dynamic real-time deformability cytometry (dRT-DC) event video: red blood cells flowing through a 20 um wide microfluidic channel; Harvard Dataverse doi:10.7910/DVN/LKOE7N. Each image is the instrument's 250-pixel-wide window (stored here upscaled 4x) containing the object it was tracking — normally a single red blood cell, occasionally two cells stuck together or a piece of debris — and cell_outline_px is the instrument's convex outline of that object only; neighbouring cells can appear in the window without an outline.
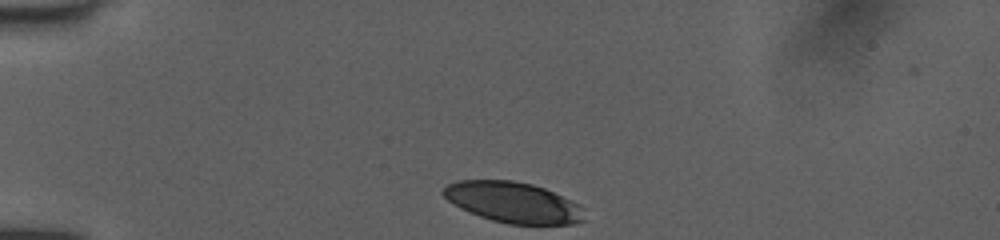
{"species": "human", "species_latin": "Homo sapiens", "temperature_condition": "room temperature", "stored_images_in_passage": 32, "camera_frame_rate_fps": 3000, "um_per_image_px": 0.085, "donor": {"sex": "female"}, "frame": {"image": 1, "passage_image": 1, "time_ms": 0.0, "image_size_px": [1000, 240], "cell_outline_px": [[584, 220], [576, 224], [508, 224], [492, 220], [480, 216], [460, 208], [452, 204], [440, 192], [448, 184], [456, 180], [512, 180], [532, 184], [544, 188], [572, 200], [580, 204], [584, 208]], "centroid_in_image_um": [43.63, 17.2], "position_along_channel_um": 41.4, "area_um2": 33.64}}
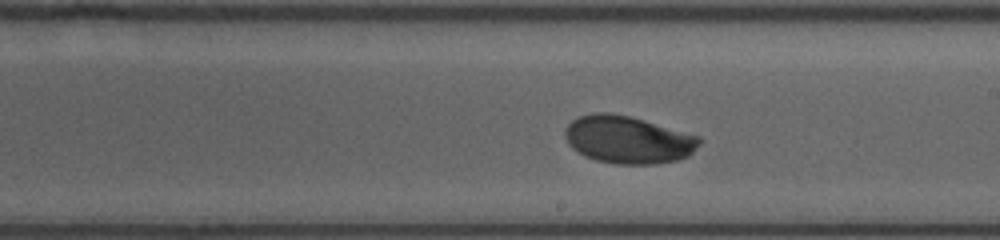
{"frame": {"image": 2, "passage_image": 19, "time_ms": 6.0, "image_size_px": [1000, 240], "cell_outline_px": [[704, 140], [688, 156], [676, 160], [656, 164], [616, 164], [596, 160], [584, 156], [572, 148], [568, 144], [564, 136], [564, 128], [572, 120], [580, 116], [592, 112], [608, 112], [628, 116], [644, 120], [700, 136]], "centroid_in_image_um": [53.36, 11.87], "position_along_channel_um": 235.6, "area_um2": 37.45}}
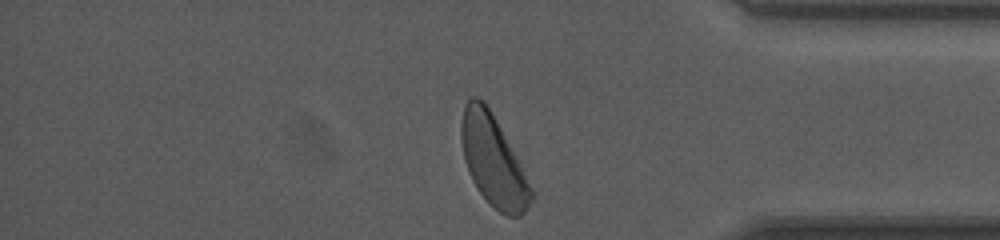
{"frame": {"image": 3, "passage_image": 32, "time_ms": 10.333, "image_size_px": [1000, 240], "cell_outline_px": [[532, 200], [524, 212], [520, 216], [508, 216], [500, 212], [480, 192], [472, 180], [468, 172], [464, 160], [460, 140], [460, 124], [464, 104], [472, 96], [476, 96], [484, 100], [516, 156], [532, 188]], "centroid_in_image_um": [41.88, 13.63], "position_along_channel_um": 393.3, "area_um2": 36.36}, "authors_computed_cell_mechanics": {"area_um2": 37.0498, "velocity_mm_per_s": 4.0039, "shape_relaxation_time_tau1_ms": 2.4308, "shape_relaxation_time_tau2_ms": null, "deformation_change_tau1": 0.1204, "deformation_change_tau2": null}}